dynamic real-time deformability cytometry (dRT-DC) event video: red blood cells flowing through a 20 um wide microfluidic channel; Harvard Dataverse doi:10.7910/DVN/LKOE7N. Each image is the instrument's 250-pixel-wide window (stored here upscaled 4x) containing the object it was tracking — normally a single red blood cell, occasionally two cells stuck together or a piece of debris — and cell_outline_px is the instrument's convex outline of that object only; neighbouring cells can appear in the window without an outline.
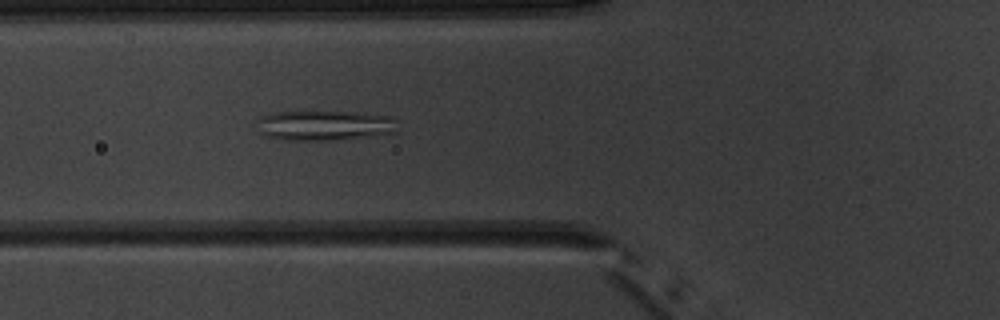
{"species": "common noctule bat (a hibernating species)", "species_latin": "Nyctalus noctula", "temperature_condition": "warm", "stored_images_in_passage": 6, "camera_frame_rate_fps": 3000, "um_per_image_px": 0.085, "animal": {"sex": "male", "body_mass_g": 20.1, "forearm_length_mm": 53.5}, "frame": {"image": 1, "passage_image": 6, "time_ms": 5.667, "image_size_px": [1000, 320], "cell_outline_px": [[396, 132], [328, 140], [284, 140], [264, 136], [260, 132], [256, 120], [260, 116], [276, 112], [364, 112], [392, 116], [396, 120]], "centroid_in_image_um": [27.55, 10.65], "position_along_channel_um": 98.3, "area_um2": 24.51}}